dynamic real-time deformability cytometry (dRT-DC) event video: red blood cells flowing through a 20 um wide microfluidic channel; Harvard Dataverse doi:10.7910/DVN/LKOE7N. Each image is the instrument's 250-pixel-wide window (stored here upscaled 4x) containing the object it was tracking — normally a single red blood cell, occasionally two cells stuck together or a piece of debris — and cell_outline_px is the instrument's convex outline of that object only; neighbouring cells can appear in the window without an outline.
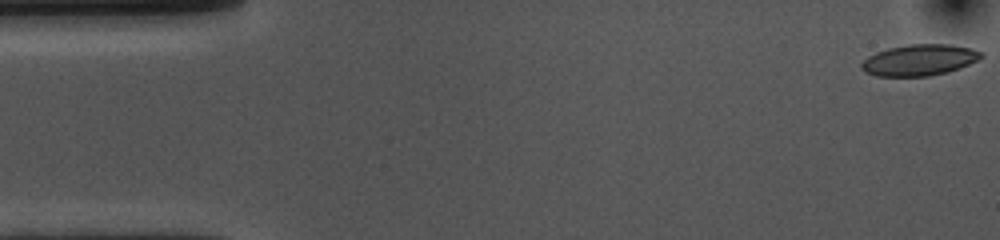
{"species": "common noctule bat (a hibernating species)", "species_latin": "Nyctalus noctula", "temperature_condition": "cold", "stored_images_in_passage": 49, "camera_frame_rate_fps": 3000, "um_per_image_px": 0.085, "animal": {"sex": "female", "body_mass_g": 10.0, "forearm_length_mm": 53.1}, "frame": {"image": 1, "passage_image": 1, "time_ms": 0.0, "image_size_px": [1000, 240], "cell_outline_px": [[984, 56], [960, 68], [948, 72], [928, 76], [876, 76], [864, 72], [860, 68], [860, 64], [868, 56], [876, 52], [888, 48], [908, 44], [948, 44], [972, 48], [984, 52]], "centroid_in_image_um": [78.14, 5.1], "position_along_channel_um": 6.9, "area_um2": 21.91}}
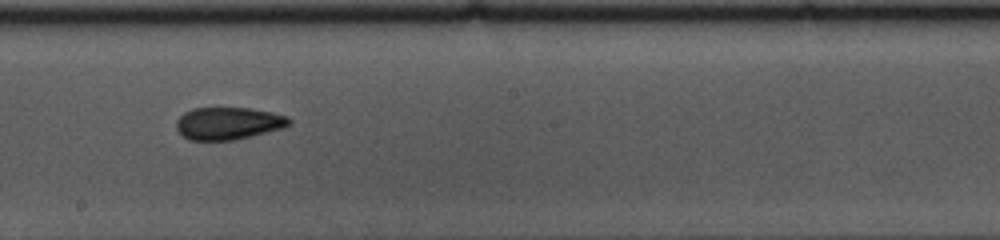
{"frame": {"image": 2, "passage_image": 29, "time_ms": 9.333, "image_size_px": [1000, 240], "cell_outline_px": [[292, 124], [284, 128], [236, 140], [188, 140], [180, 136], [176, 128], [176, 120], [184, 112], [192, 108], [252, 108], [272, 112], [288, 116], [292, 120]], "centroid_in_image_um": [19.41, 10.49], "position_along_channel_um": 228.8, "area_um2": 21.73}}
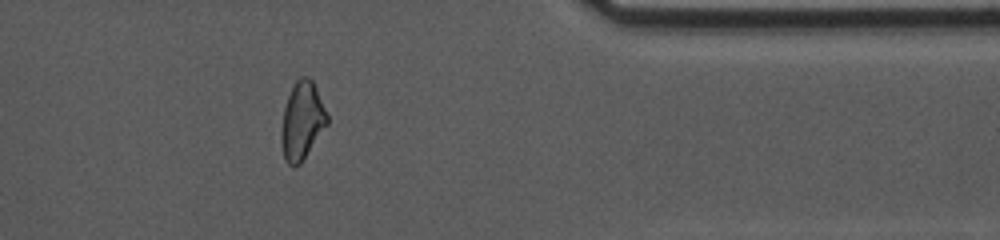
{"frame": {"image": 3, "passage_image": 44, "time_ms": 14.333, "image_size_px": [1000, 240], "cell_outline_px": [[328, 124], [300, 164], [292, 168], [284, 160], [280, 140], [280, 132], [284, 108], [288, 96], [296, 80], [300, 76], [308, 76], [312, 80], [316, 88], [328, 116]], "centroid_in_image_um": [25.65, 10.3], "position_along_channel_um": 385.7, "area_um2": 20.87}, "authors_computed_cell_mechanics": {"area_um2": 21.7328, "velocity_mm_per_s": 3.5914, "shape_relaxation_time_tau1_ms": 4.8317, "shape_relaxation_time_tau2_ms": 2.6455, "deformation_change_tau1": 0.118, "deformation_change_tau2": 0.0893}}